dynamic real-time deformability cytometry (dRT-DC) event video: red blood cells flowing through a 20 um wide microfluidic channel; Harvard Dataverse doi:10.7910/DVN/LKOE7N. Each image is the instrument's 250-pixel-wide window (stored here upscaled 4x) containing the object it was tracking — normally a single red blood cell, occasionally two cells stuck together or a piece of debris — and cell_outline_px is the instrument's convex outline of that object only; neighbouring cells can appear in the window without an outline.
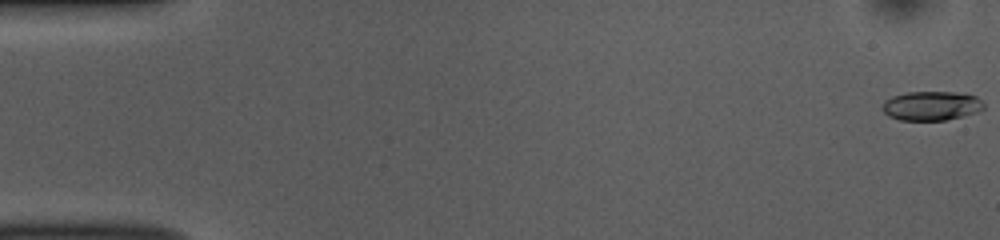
{"species": "common noctule bat (a hibernating species)", "species_latin": "Nyctalus noctula", "temperature_condition": "room temperature", "stored_images_in_passage": 52, "camera_frame_rate_fps": 3000, "um_per_image_px": 0.085, "animal": {"sex": "female", "body_mass_g": 10.0, "forearm_length_mm": 53.1}, "frame": {"image": 1, "passage_image": 1, "time_ms": 0.0, "image_size_px": [1000, 240], "cell_outline_px": [[984, 108], [976, 112], [964, 116], [944, 120], [900, 120], [888, 116], [880, 108], [884, 100], [892, 96], [908, 92], [964, 92], [976, 96], [984, 104]], "centroid_in_image_um": [79.15, 8.99], "position_along_channel_um": 5.9, "area_um2": 17.46}}
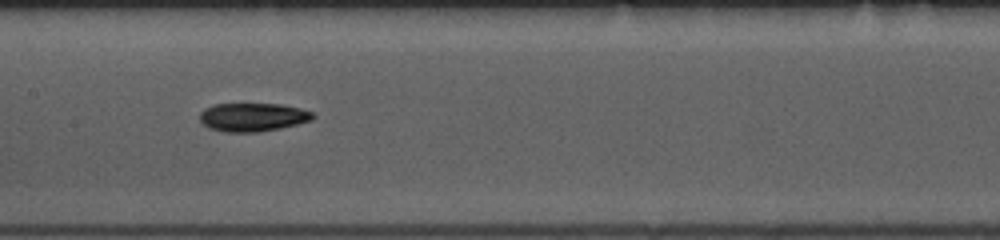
{"frame": {"image": 2, "passage_image": 26, "time_ms": 8.333, "image_size_px": [1000, 240], "cell_outline_px": [[316, 116], [312, 120], [280, 128], [256, 132], [224, 132], [208, 128], [200, 120], [200, 112], [204, 108], [212, 104], [280, 104], [300, 108], [312, 112]], "centroid_in_image_um": [21.46, 9.95], "position_along_channel_um": 185.9, "area_um2": 18.79}}
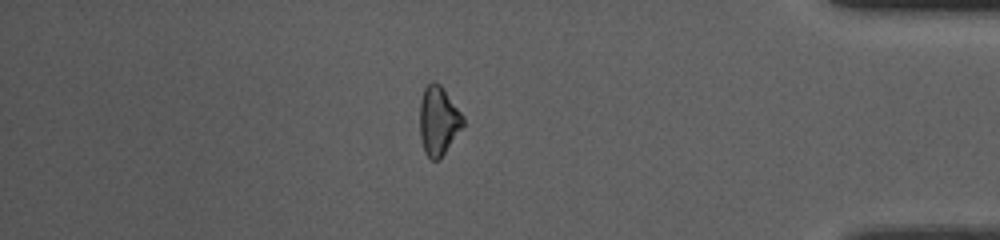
{"frame": {"image": 3, "passage_image": 45, "time_ms": 14.667, "image_size_px": [1000, 240], "cell_outline_px": [[464, 124], [440, 160], [432, 160], [424, 152], [420, 140], [420, 100], [424, 88], [432, 80], [440, 84], [464, 116]], "centroid_in_image_um": [37.25, 10.27], "position_along_channel_um": 397.9, "area_um2": 17.46}, "authors_computed_cell_mechanics": {"area_um2": 17.7735, "velocity_mm_per_s": 3.8923, "shape_relaxation_time_tau1_ms": 5.859, "shape_relaxation_time_tau2_ms": null, "deformation_change_tau1": 0.1519, "deformation_change_tau2": null}}